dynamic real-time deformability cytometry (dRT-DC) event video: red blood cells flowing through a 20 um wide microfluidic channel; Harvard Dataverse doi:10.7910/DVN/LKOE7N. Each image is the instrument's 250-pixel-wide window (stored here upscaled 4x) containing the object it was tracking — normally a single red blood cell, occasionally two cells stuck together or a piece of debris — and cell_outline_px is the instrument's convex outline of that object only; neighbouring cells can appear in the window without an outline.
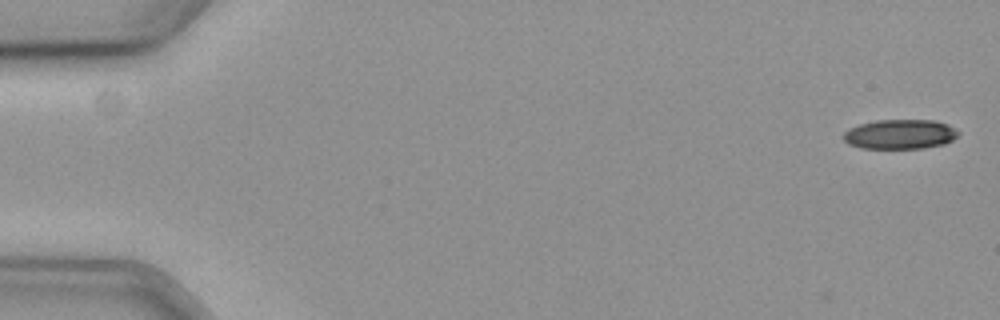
{"species": "common noctule bat (a hibernating species)", "species_latin": "Nyctalus noctula", "temperature_condition": "cold", "stored_images_in_passage": 2, "camera_frame_rate_fps": 3000, "um_per_image_px": 0.085, "animal": {"sex": "female", "body_mass_g": 19.3, "forearm_length_mm": 54.1}, "frame": {"image": 1, "passage_image": 2, "time_ms": 0.333, "image_size_px": [1000, 320], "cell_outline_px": [[960, 132], [952, 140], [944, 144], [924, 148], [860, 148], [848, 144], [844, 140], [844, 132], [848, 128], [860, 124], [876, 120], [936, 120], [948, 124]], "centroid_in_image_um": [76.5, 11.4], "position_along_channel_um": 8.5, "area_um2": 19.88}}